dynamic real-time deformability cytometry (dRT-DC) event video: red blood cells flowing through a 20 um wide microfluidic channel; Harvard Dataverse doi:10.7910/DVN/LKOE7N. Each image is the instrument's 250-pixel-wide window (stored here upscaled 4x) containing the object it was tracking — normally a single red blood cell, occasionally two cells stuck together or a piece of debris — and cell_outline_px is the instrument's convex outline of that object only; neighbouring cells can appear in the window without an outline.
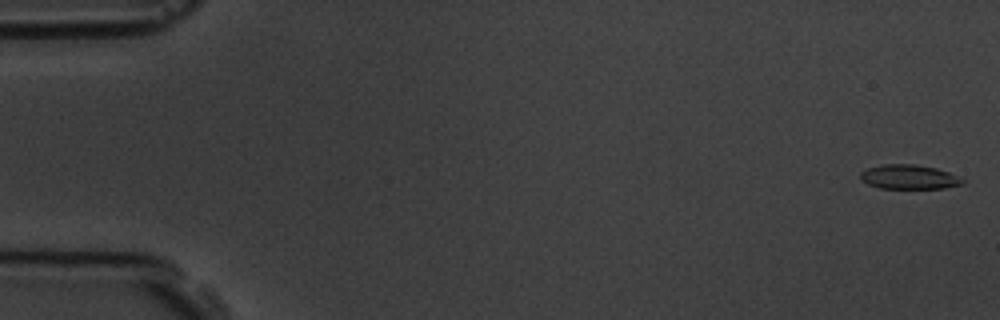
{"species": "common noctule bat (a hibernating species)", "species_latin": "Nyctalus noctula", "temperature_condition": "room temperature", "stored_images_in_passage": 5, "camera_frame_rate_fps": 3000, "um_per_image_px": 0.085, "animal": {"sex": "male", "body_mass_g": 19.5, "forearm_length_mm": 54.6}, "frame": {"image": 1, "passage_image": 1, "time_ms": 0.0, "image_size_px": [1000, 320], "cell_outline_px": [[964, 184], [944, 188], [880, 188], [868, 184], [860, 180], [860, 172], [868, 168], [884, 164], [912, 164], [936, 168], [948, 172], [964, 180]], "centroid_in_image_um": [77.24, 15.04], "position_along_channel_um": 7.8, "area_um2": 14.39}}
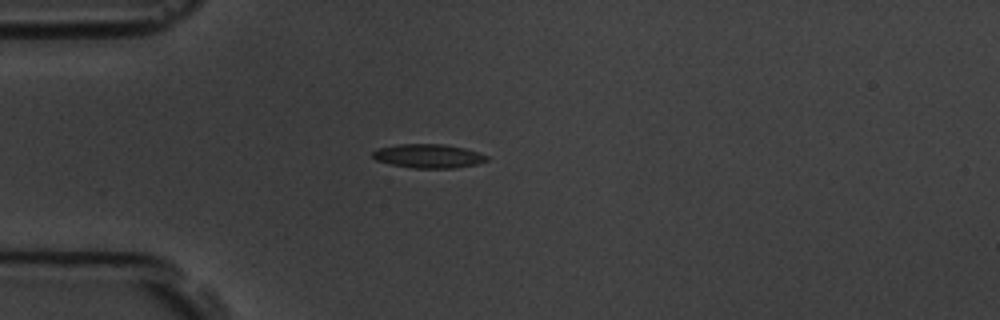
{"frame": {"image": 2, "passage_image": 5, "time_ms": 4.667, "image_size_px": [1000, 320], "cell_outline_px": [[488, 160], [476, 164], [456, 168], [412, 168], [392, 164], [376, 160], [372, 156], [372, 152], [376, 148], [400, 144], [444, 144], [464, 148], [488, 156]], "centroid_in_image_um": [36.39, 13.26], "position_along_channel_um": 48.6, "area_um2": 15.84}}